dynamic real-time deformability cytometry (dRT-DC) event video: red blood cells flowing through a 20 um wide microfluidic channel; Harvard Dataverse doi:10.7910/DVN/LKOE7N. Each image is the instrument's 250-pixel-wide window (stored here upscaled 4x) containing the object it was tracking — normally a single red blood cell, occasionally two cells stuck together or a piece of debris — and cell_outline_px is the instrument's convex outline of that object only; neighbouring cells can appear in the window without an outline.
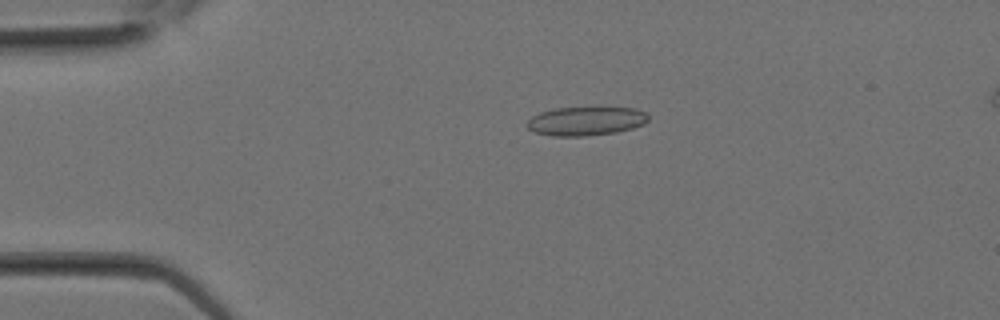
{"species": "Egyptian fruit bat (a non-hibernating species)", "species_latin": "Rousettus aegyptiacus", "temperature_condition": "room temperature", "stored_images_in_passage": 7, "camera_frame_rate_fps": 3000, "um_per_image_px": 0.085, "animal": {"sex": "female"}, "frame": {"image": 1, "passage_image": 1, "time_ms": 0.0, "image_size_px": [1000, 320], "cell_outline_px": [[648, 120], [644, 124], [632, 128], [616, 132], [584, 136], [552, 136], [536, 132], [528, 128], [524, 124], [532, 116], [540, 112], [556, 108], [636, 108], [644, 112], [648, 116]], "centroid_in_image_um": [49.77, 10.3], "position_along_channel_um": 35.2, "area_um2": 20.23}}
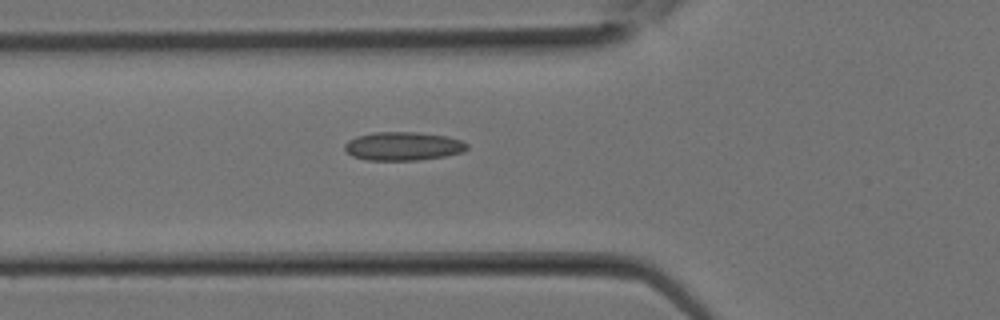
{"frame": {"image": 2, "passage_image": 5, "time_ms": 1.333, "image_size_px": [1000, 320], "cell_outline_px": [[468, 148], [464, 152], [444, 156], [416, 160], [368, 160], [352, 156], [344, 148], [344, 144], [348, 140], [356, 136], [372, 132], [416, 132], [444, 136], [460, 140], [468, 144]], "centroid_in_image_um": [34.24, 12.42], "position_along_channel_um": 91.6, "area_um2": 20.29}}
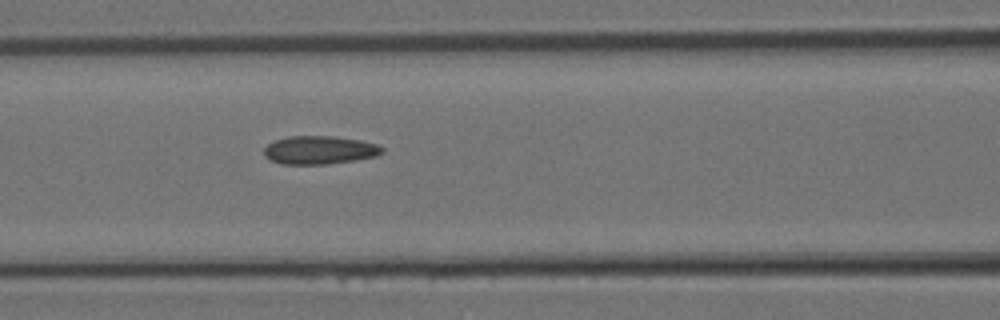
{"frame": {"image": 3, "passage_image": 7, "time_ms": 2.0, "image_size_px": [1000, 320], "cell_outline_px": [[384, 152], [376, 156], [356, 160], [324, 164], [284, 164], [268, 160], [264, 156], [264, 148], [268, 144], [276, 140], [288, 136], [332, 136], [360, 140], [376, 144], [384, 148]], "centroid_in_image_um": [27.15, 12.75], "position_along_channel_um": 139.5, "area_um2": 19.48}}